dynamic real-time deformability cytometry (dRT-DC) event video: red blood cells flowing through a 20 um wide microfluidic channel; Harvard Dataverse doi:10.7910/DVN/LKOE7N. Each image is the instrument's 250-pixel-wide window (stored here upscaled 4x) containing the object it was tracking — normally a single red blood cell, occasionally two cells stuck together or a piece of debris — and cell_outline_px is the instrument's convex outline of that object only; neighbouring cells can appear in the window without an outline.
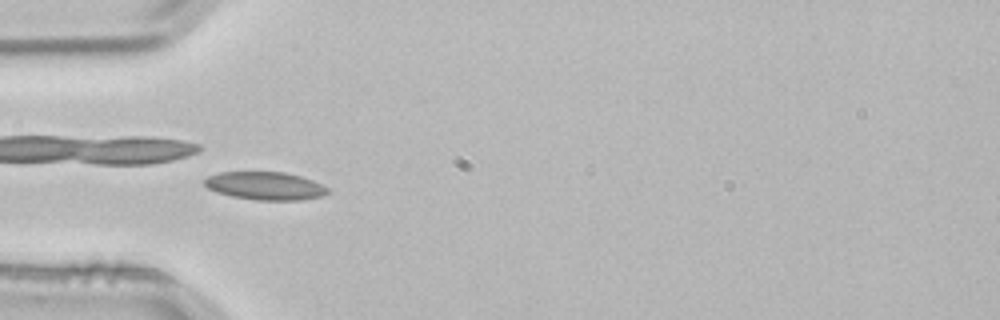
{"species": "common noctule bat (a hibernating species)", "species_latin": "Nyctalus noctula", "temperature_condition": "room temperature", "stored_images_in_passage": 4, "camera_frame_rate_fps": 3000, "um_per_image_px": 0.085, "animal": {"sex": "male", "body_mass_g": 21.5, "forearm_length_mm": 52.0}, "frame": {"image": 1, "passage_image": 4, "time_ms": 1.0, "image_size_px": [1000, 320], "cell_outline_px": [[328, 192], [320, 196], [300, 200], [256, 200], [232, 196], [216, 192], [208, 188], [204, 184], [204, 180], [208, 176], [220, 172], [284, 172], [300, 176], [312, 180], [328, 188]], "centroid_in_image_um": [22.51, 15.79], "position_along_channel_um": 62.5, "area_um2": 19.94}}